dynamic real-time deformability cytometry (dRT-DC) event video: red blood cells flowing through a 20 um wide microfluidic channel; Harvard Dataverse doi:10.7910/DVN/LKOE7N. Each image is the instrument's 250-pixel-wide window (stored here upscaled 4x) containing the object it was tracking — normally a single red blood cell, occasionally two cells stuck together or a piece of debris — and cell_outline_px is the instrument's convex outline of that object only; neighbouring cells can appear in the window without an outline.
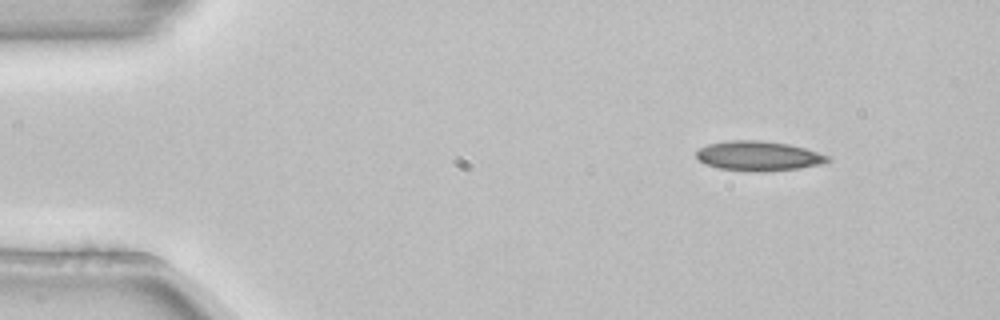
{"species": "common noctule bat (a hibernating species)", "species_latin": "Nyctalus noctula", "temperature_condition": "room temperature", "stored_images_in_passage": 3, "camera_frame_rate_fps": 3000, "um_per_image_px": 0.085, "animal": {"sex": "female", "body_mass_g": 22.7, "forearm_length_mm": 54.2}, "frame": {"image": 1, "passage_image": 1, "time_ms": 0.0, "image_size_px": [1000, 320], "cell_outline_px": [[832, 160], [820, 164], [800, 168], [720, 168], [704, 164], [696, 156], [696, 152], [700, 148], [708, 144], [728, 140], [760, 140], [788, 144], [804, 148], [832, 156]], "centroid_in_image_um": [64.49, 13.19], "position_along_channel_um": 20.5, "area_um2": 21.56}}